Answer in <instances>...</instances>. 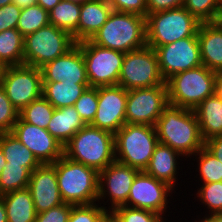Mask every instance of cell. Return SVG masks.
<instances>
[{
  "mask_svg": "<svg viewBox=\"0 0 222 222\" xmlns=\"http://www.w3.org/2000/svg\"><path fill=\"white\" fill-rule=\"evenodd\" d=\"M7 67L8 66L0 60V85H1V82L4 78Z\"/></svg>",
  "mask_w": 222,
  "mask_h": 222,
  "instance_id": "obj_51",
  "label": "cell"
},
{
  "mask_svg": "<svg viewBox=\"0 0 222 222\" xmlns=\"http://www.w3.org/2000/svg\"><path fill=\"white\" fill-rule=\"evenodd\" d=\"M204 147L222 162V134L205 141Z\"/></svg>",
  "mask_w": 222,
  "mask_h": 222,
  "instance_id": "obj_44",
  "label": "cell"
},
{
  "mask_svg": "<svg viewBox=\"0 0 222 222\" xmlns=\"http://www.w3.org/2000/svg\"><path fill=\"white\" fill-rule=\"evenodd\" d=\"M181 157L182 159L184 158L170 146L158 143L144 172L157 180L167 183L175 190L176 181L179 180L178 176H180L178 175L179 170H181L179 164L182 165L178 161Z\"/></svg>",
  "mask_w": 222,
  "mask_h": 222,
  "instance_id": "obj_20",
  "label": "cell"
},
{
  "mask_svg": "<svg viewBox=\"0 0 222 222\" xmlns=\"http://www.w3.org/2000/svg\"><path fill=\"white\" fill-rule=\"evenodd\" d=\"M158 143L155 126L125 123L114 134L115 160L145 171Z\"/></svg>",
  "mask_w": 222,
  "mask_h": 222,
  "instance_id": "obj_6",
  "label": "cell"
},
{
  "mask_svg": "<svg viewBox=\"0 0 222 222\" xmlns=\"http://www.w3.org/2000/svg\"><path fill=\"white\" fill-rule=\"evenodd\" d=\"M218 27L222 29V0L220 2L219 8L217 10L216 17L213 21Z\"/></svg>",
  "mask_w": 222,
  "mask_h": 222,
  "instance_id": "obj_49",
  "label": "cell"
},
{
  "mask_svg": "<svg viewBox=\"0 0 222 222\" xmlns=\"http://www.w3.org/2000/svg\"><path fill=\"white\" fill-rule=\"evenodd\" d=\"M0 222H8L6 215V208L1 198H0Z\"/></svg>",
  "mask_w": 222,
  "mask_h": 222,
  "instance_id": "obj_50",
  "label": "cell"
},
{
  "mask_svg": "<svg viewBox=\"0 0 222 222\" xmlns=\"http://www.w3.org/2000/svg\"><path fill=\"white\" fill-rule=\"evenodd\" d=\"M127 90L121 85L98 87V108L90 126L113 135L126 123Z\"/></svg>",
  "mask_w": 222,
  "mask_h": 222,
  "instance_id": "obj_16",
  "label": "cell"
},
{
  "mask_svg": "<svg viewBox=\"0 0 222 222\" xmlns=\"http://www.w3.org/2000/svg\"><path fill=\"white\" fill-rule=\"evenodd\" d=\"M61 0H37V4L40 5L46 11H50L54 8Z\"/></svg>",
  "mask_w": 222,
  "mask_h": 222,
  "instance_id": "obj_45",
  "label": "cell"
},
{
  "mask_svg": "<svg viewBox=\"0 0 222 222\" xmlns=\"http://www.w3.org/2000/svg\"><path fill=\"white\" fill-rule=\"evenodd\" d=\"M194 156L196 157L195 159H192V161L196 160L197 162L195 172H199V174H197L200 176L198 177V181L202 180L200 184L222 181V162H220L211 152L203 147L192 157L194 158Z\"/></svg>",
  "mask_w": 222,
  "mask_h": 222,
  "instance_id": "obj_30",
  "label": "cell"
},
{
  "mask_svg": "<svg viewBox=\"0 0 222 222\" xmlns=\"http://www.w3.org/2000/svg\"><path fill=\"white\" fill-rule=\"evenodd\" d=\"M31 172L23 166L6 164L0 175V196L28 188Z\"/></svg>",
  "mask_w": 222,
  "mask_h": 222,
  "instance_id": "obj_33",
  "label": "cell"
},
{
  "mask_svg": "<svg viewBox=\"0 0 222 222\" xmlns=\"http://www.w3.org/2000/svg\"><path fill=\"white\" fill-rule=\"evenodd\" d=\"M113 11L147 16L146 0H106Z\"/></svg>",
  "mask_w": 222,
  "mask_h": 222,
  "instance_id": "obj_41",
  "label": "cell"
},
{
  "mask_svg": "<svg viewBox=\"0 0 222 222\" xmlns=\"http://www.w3.org/2000/svg\"><path fill=\"white\" fill-rule=\"evenodd\" d=\"M76 44L84 56L90 87L118 85L125 53L98 46L90 40Z\"/></svg>",
  "mask_w": 222,
  "mask_h": 222,
  "instance_id": "obj_9",
  "label": "cell"
},
{
  "mask_svg": "<svg viewBox=\"0 0 222 222\" xmlns=\"http://www.w3.org/2000/svg\"><path fill=\"white\" fill-rule=\"evenodd\" d=\"M0 148L9 165L23 166L30 172L41 165L31 150L23 145L12 132L0 133Z\"/></svg>",
  "mask_w": 222,
  "mask_h": 222,
  "instance_id": "obj_27",
  "label": "cell"
},
{
  "mask_svg": "<svg viewBox=\"0 0 222 222\" xmlns=\"http://www.w3.org/2000/svg\"><path fill=\"white\" fill-rule=\"evenodd\" d=\"M41 164H53L63 156V145L47 129L29 124L18 117L11 131Z\"/></svg>",
  "mask_w": 222,
  "mask_h": 222,
  "instance_id": "obj_17",
  "label": "cell"
},
{
  "mask_svg": "<svg viewBox=\"0 0 222 222\" xmlns=\"http://www.w3.org/2000/svg\"><path fill=\"white\" fill-rule=\"evenodd\" d=\"M193 110L204 142L222 134V100L216 94L207 97Z\"/></svg>",
  "mask_w": 222,
  "mask_h": 222,
  "instance_id": "obj_24",
  "label": "cell"
},
{
  "mask_svg": "<svg viewBox=\"0 0 222 222\" xmlns=\"http://www.w3.org/2000/svg\"><path fill=\"white\" fill-rule=\"evenodd\" d=\"M63 155L100 172L115 161L114 135L86 125L63 146Z\"/></svg>",
  "mask_w": 222,
  "mask_h": 222,
  "instance_id": "obj_4",
  "label": "cell"
},
{
  "mask_svg": "<svg viewBox=\"0 0 222 222\" xmlns=\"http://www.w3.org/2000/svg\"><path fill=\"white\" fill-rule=\"evenodd\" d=\"M158 142L180 153L184 159L204 147L199 123L193 109L168 104L155 125Z\"/></svg>",
  "mask_w": 222,
  "mask_h": 222,
  "instance_id": "obj_1",
  "label": "cell"
},
{
  "mask_svg": "<svg viewBox=\"0 0 222 222\" xmlns=\"http://www.w3.org/2000/svg\"><path fill=\"white\" fill-rule=\"evenodd\" d=\"M184 0H146L147 15L183 7Z\"/></svg>",
  "mask_w": 222,
  "mask_h": 222,
  "instance_id": "obj_43",
  "label": "cell"
},
{
  "mask_svg": "<svg viewBox=\"0 0 222 222\" xmlns=\"http://www.w3.org/2000/svg\"><path fill=\"white\" fill-rule=\"evenodd\" d=\"M6 164H7V161L5 160L3 151L0 148V175L4 167L6 166Z\"/></svg>",
  "mask_w": 222,
  "mask_h": 222,
  "instance_id": "obj_52",
  "label": "cell"
},
{
  "mask_svg": "<svg viewBox=\"0 0 222 222\" xmlns=\"http://www.w3.org/2000/svg\"><path fill=\"white\" fill-rule=\"evenodd\" d=\"M202 65L222 73V29L214 22H203L198 29Z\"/></svg>",
  "mask_w": 222,
  "mask_h": 222,
  "instance_id": "obj_22",
  "label": "cell"
},
{
  "mask_svg": "<svg viewBox=\"0 0 222 222\" xmlns=\"http://www.w3.org/2000/svg\"><path fill=\"white\" fill-rule=\"evenodd\" d=\"M215 94L222 100V73H219L215 82Z\"/></svg>",
  "mask_w": 222,
  "mask_h": 222,
  "instance_id": "obj_47",
  "label": "cell"
},
{
  "mask_svg": "<svg viewBox=\"0 0 222 222\" xmlns=\"http://www.w3.org/2000/svg\"><path fill=\"white\" fill-rule=\"evenodd\" d=\"M103 222H118V220L111 214L109 213L103 220Z\"/></svg>",
  "mask_w": 222,
  "mask_h": 222,
  "instance_id": "obj_53",
  "label": "cell"
},
{
  "mask_svg": "<svg viewBox=\"0 0 222 222\" xmlns=\"http://www.w3.org/2000/svg\"><path fill=\"white\" fill-rule=\"evenodd\" d=\"M160 72L166 81L172 75L202 65L197 37H186L155 49Z\"/></svg>",
  "mask_w": 222,
  "mask_h": 222,
  "instance_id": "obj_15",
  "label": "cell"
},
{
  "mask_svg": "<svg viewBox=\"0 0 222 222\" xmlns=\"http://www.w3.org/2000/svg\"><path fill=\"white\" fill-rule=\"evenodd\" d=\"M139 172L116 160L100 171L98 203L106 206V203L110 202L111 204L108 203L107 208L109 213L117 207L124 206L128 200L132 183Z\"/></svg>",
  "mask_w": 222,
  "mask_h": 222,
  "instance_id": "obj_14",
  "label": "cell"
},
{
  "mask_svg": "<svg viewBox=\"0 0 222 222\" xmlns=\"http://www.w3.org/2000/svg\"><path fill=\"white\" fill-rule=\"evenodd\" d=\"M1 86L10 102L20 112L42 96L41 69L26 64L8 66Z\"/></svg>",
  "mask_w": 222,
  "mask_h": 222,
  "instance_id": "obj_11",
  "label": "cell"
},
{
  "mask_svg": "<svg viewBox=\"0 0 222 222\" xmlns=\"http://www.w3.org/2000/svg\"><path fill=\"white\" fill-rule=\"evenodd\" d=\"M118 85H121L127 91L166 85V81L160 72L155 50L145 46L139 50L125 53Z\"/></svg>",
  "mask_w": 222,
  "mask_h": 222,
  "instance_id": "obj_10",
  "label": "cell"
},
{
  "mask_svg": "<svg viewBox=\"0 0 222 222\" xmlns=\"http://www.w3.org/2000/svg\"><path fill=\"white\" fill-rule=\"evenodd\" d=\"M53 105L43 96L32 101L19 112V117L32 125L47 129L54 113Z\"/></svg>",
  "mask_w": 222,
  "mask_h": 222,
  "instance_id": "obj_31",
  "label": "cell"
},
{
  "mask_svg": "<svg viewBox=\"0 0 222 222\" xmlns=\"http://www.w3.org/2000/svg\"><path fill=\"white\" fill-rule=\"evenodd\" d=\"M200 24L201 22L184 7L148 14L147 46L155 49L186 37H197Z\"/></svg>",
  "mask_w": 222,
  "mask_h": 222,
  "instance_id": "obj_7",
  "label": "cell"
},
{
  "mask_svg": "<svg viewBox=\"0 0 222 222\" xmlns=\"http://www.w3.org/2000/svg\"><path fill=\"white\" fill-rule=\"evenodd\" d=\"M86 124L74 106L55 108L47 131L63 146Z\"/></svg>",
  "mask_w": 222,
  "mask_h": 222,
  "instance_id": "obj_23",
  "label": "cell"
},
{
  "mask_svg": "<svg viewBox=\"0 0 222 222\" xmlns=\"http://www.w3.org/2000/svg\"><path fill=\"white\" fill-rule=\"evenodd\" d=\"M198 185L201 187L197 189L196 198L206 206L209 213L205 215L222 216V181Z\"/></svg>",
  "mask_w": 222,
  "mask_h": 222,
  "instance_id": "obj_34",
  "label": "cell"
},
{
  "mask_svg": "<svg viewBox=\"0 0 222 222\" xmlns=\"http://www.w3.org/2000/svg\"><path fill=\"white\" fill-rule=\"evenodd\" d=\"M0 60L7 66L24 64V37L17 28L0 32Z\"/></svg>",
  "mask_w": 222,
  "mask_h": 222,
  "instance_id": "obj_28",
  "label": "cell"
},
{
  "mask_svg": "<svg viewBox=\"0 0 222 222\" xmlns=\"http://www.w3.org/2000/svg\"><path fill=\"white\" fill-rule=\"evenodd\" d=\"M90 41L123 53L147 46L146 17L135 13L112 11L108 20Z\"/></svg>",
  "mask_w": 222,
  "mask_h": 222,
  "instance_id": "obj_2",
  "label": "cell"
},
{
  "mask_svg": "<svg viewBox=\"0 0 222 222\" xmlns=\"http://www.w3.org/2000/svg\"><path fill=\"white\" fill-rule=\"evenodd\" d=\"M118 222H166L164 215L146 209L120 206L110 212Z\"/></svg>",
  "mask_w": 222,
  "mask_h": 222,
  "instance_id": "obj_35",
  "label": "cell"
},
{
  "mask_svg": "<svg viewBox=\"0 0 222 222\" xmlns=\"http://www.w3.org/2000/svg\"><path fill=\"white\" fill-rule=\"evenodd\" d=\"M113 9L106 0H86L81 4L77 30L72 34L76 43L90 40L108 20Z\"/></svg>",
  "mask_w": 222,
  "mask_h": 222,
  "instance_id": "obj_21",
  "label": "cell"
},
{
  "mask_svg": "<svg viewBox=\"0 0 222 222\" xmlns=\"http://www.w3.org/2000/svg\"><path fill=\"white\" fill-rule=\"evenodd\" d=\"M168 104L167 85L128 90L126 124L155 126Z\"/></svg>",
  "mask_w": 222,
  "mask_h": 222,
  "instance_id": "obj_12",
  "label": "cell"
},
{
  "mask_svg": "<svg viewBox=\"0 0 222 222\" xmlns=\"http://www.w3.org/2000/svg\"><path fill=\"white\" fill-rule=\"evenodd\" d=\"M73 204L63 203L36 214L35 222H68Z\"/></svg>",
  "mask_w": 222,
  "mask_h": 222,
  "instance_id": "obj_40",
  "label": "cell"
},
{
  "mask_svg": "<svg viewBox=\"0 0 222 222\" xmlns=\"http://www.w3.org/2000/svg\"><path fill=\"white\" fill-rule=\"evenodd\" d=\"M75 45L70 33L49 24L24 37V64L41 68Z\"/></svg>",
  "mask_w": 222,
  "mask_h": 222,
  "instance_id": "obj_8",
  "label": "cell"
},
{
  "mask_svg": "<svg viewBox=\"0 0 222 222\" xmlns=\"http://www.w3.org/2000/svg\"><path fill=\"white\" fill-rule=\"evenodd\" d=\"M13 0H0V7L11 4Z\"/></svg>",
  "mask_w": 222,
  "mask_h": 222,
  "instance_id": "obj_54",
  "label": "cell"
},
{
  "mask_svg": "<svg viewBox=\"0 0 222 222\" xmlns=\"http://www.w3.org/2000/svg\"><path fill=\"white\" fill-rule=\"evenodd\" d=\"M14 4H16L21 9L27 8L29 6H34L37 4V0H13Z\"/></svg>",
  "mask_w": 222,
  "mask_h": 222,
  "instance_id": "obj_46",
  "label": "cell"
},
{
  "mask_svg": "<svg viewBox=\"0 0 222 222\" xmlns=\"http://www.w3.org/2000/svg\"><path fill=\"white\" fill-rule=\"evenodd\" d=\"M69 1H73V2H78V3H83V2H85L86 0H69Z\"/></svg>",
  "mask_w": 222,
  "mask_h": 222,
  "instance_id": "obj_55",
  "label": "cell"
},
{
  "mask_svg": "<svg viewBox=\"0 0 222 222\" xmlns=\"http://www.w3.org/2000/svg\"><path fill=\"white\" fill-rule=\"evenodd\" d=\"M64 203L90 205L98 202L99 172L64 155L53 163Z\"/></svg>",
  "mask_w": 222,
  "mask_h": 222,
  "instance_id": "obj_3",
  "label": "cell"
},
{
  "mask_svg": "<svg viewBox=\"0 0 222 222\" xmlns=\"http://www.w3.org/2000/svg\"><path fill=\"white\" fill-rule=\"evenodd\" d=\"M86 125H90L98 108V87H89L73 105Z\"/></svg>",
  "mask_w": 222,
  "mask_h": 222,
  "instance_id": "obj_37",
  "label": "cell"
},
{
  "mask_svg": "<svg viewBox=\"0 0 222 222\" xmlns=\"http://www.w3.org/2000/svg\"><path fill=\"white\" fill-rule=\"evenodd\" d=\"M49 24V12L36 4L22 9L17 29L23 37H26Z\"/></svg>",
  "mask_w": 222,
  "mask_h": 222,
  "instance_id": "obj_32",
  "label": "cell"
},
{
  "mask_svg": "<svg viewBox=\"0 0 222 222\" xmlns=\"http://www.w3.org/2000/svg\"><path fill=\"white\" fill-rule=\"evenodd\" d=\"M194 222H197L196 219H194ZM198 222H222V216L218 215H204L202 219H197Z\"/></svg>",
  "mask_w": 222,
  "mask_h": 222,
  "instance_id": "obj_48",
  "label": "cell"
},
{
  "mask_svg": "<svg viewBox=\"0 0 222 222\" xmlns=\"http://www.w3.org/2000/svg\"><path fill=\"white\" fill-rule=\"evenodd\" d=\"M218 73L206 66L186 70L166 80L168 103L187 109H194L207 97L215 94Z\"/></svg>",
  "mask_w": 222,
  "mask_h": 222,
  "instance_id": "obj_5",
  "label": "cell"
},
{
  "mask_svg": "<svg viewBox=\"0 0 222 222\" xmlns=\"http://www.w3.org/2000/svg\"><path fill=\"white\" fill-rule=\"evenodd\" d=\"M18 117L19 111L10 102L0 85V133L11 132Z\"/></svg>",
  "mask_w": 222,
  "mask_h": 222,
  "instance_id": "obj_39",
  "label": "cell"
},
{
  "mask_svg": "<svg viewBox=\"0 0 222 222\" xmlns=\"http://www.w3.org/2000/svg\"><path fill=\"white\" fill-rule=\"evenodd\" d=\"M28 189L31 192L36 213L63 204L53 164H41L31 172Z\"/></svg>",
  "mask_w": 222,
  "mask_h": 222,
  "instance_id": "obj_18",
  "label": "cell"
},
{
  "mask_svg": "<svg viewBox=\"0 0 222 222\" xmlns=\"http://www.w3.org/2000/svg\"><path fill=\"white\" fill-rule=\"evenodd\" d=\"M221 0H184L186 8L201 23L213 22Z\"/></svg>",
  "mask_w": 222,
  "mask_h": 222,
  "instance_id": "obj_38",
  "label": "cell"
},
{
  "mask_svg": "<svg viewBox=\"0 0 222 222\" xmlns=\"http://www.w3.org/2000/svg\"><path fill=\"white\" fill-rule=\"evenodd\" d=\"M0 198L5 205L8 222H35L37 213L28 188L5 193Z\"/></svg>",
  "mask_w": 222,
  "mask_h": 222,
  "instance_id": "obj_25",
  "label": "cell"
},
{
  "mask_svg": "<svg viewBox=\"0 0 222 222\" xmlns=\"http://www.w3.org/2000/svg\"><path fill=\"white\" fill-rule=\"evenodd\" d=\"M40 69L43 82L69 81L89 84L84 56L77 44L66 54L46 63Z\"/></svg>",
  "mask_w": 222,
  "mask_h": 222,
  "instance_id": "obj_19",
  "label": "cell"
},
{
  "mask_svg": "<svg viewBox=\"0 0 222 222\" xmlns=\"http://www.w3.org/2000/svg\"><path fill=\"white\" fill-rule=\"evenodd\" d=\"M108 214L107 206H101L99 203L73 205L68 222H103Z\"/></svg>",
  "mask_w": 222,
  "mask_h": 222,
  "instance_id": "obj_36",
  "label": "cell"
},
{
  "mask_svg": "<svg viewBox=\"0 0 222 222\" xmlns=\"http://www.w3.org/2000/svg\"><path fill=\"white\" fill-rule=\"evenodd\" d=\"M80 11L81 3L61 0L49 11V22L72 35L77 30Z\"/></svg>",
  "mask_w": 222,
  "mask_h": 222,
  "instance_id": "obj_29",
  "label": "cell"
},
{
  "mask_svg": "<svg viewBox=\"0 0 222 222\" xmlns=\"http://www.w3.org/2000/svg\"><path fill=\"white\" fill-rule=\"evenodd\" d=\"M22 9L11 3L0 7V32L16 29Z\"/></svg>",
  "mask_w": 222,
  "mask_h": 222,
  "instance_id": "obj_42",
  "label": "cell"
},
{
  "mask_svg": "<svg viewBox=\"0 0 222 222\" xmlns=\"http://www.w3.org/2000/svg\"><path fill=\"white\" fill-rule=\"evenodd\" d=\"M167 183L157 180L144 171H140L131 186L128 200L124 206L146 209L155 213L166 215L170 201V194L176 191Z\"/></svg>",
  "mask_w": 222,
  "mask_h": 222,
  "instance_id": "obj_13",
  "label": "cell"
},
{
  "mask_svg": "<svg viewBox=\"0 0 222 222\" xmlns=\"http://www.w3.org/2000/svg\"><path fill=\"white\" fill-rule=\"evenodd\" d=\"M90 84H76L69 81L43 82L42 96L54 108L73 106Z\"/></svg>",
  "mask_w": 222,
  "mask_h": 222,
  "instance_id": "obj_26",
  "label": "cell"
}]
</instances>
